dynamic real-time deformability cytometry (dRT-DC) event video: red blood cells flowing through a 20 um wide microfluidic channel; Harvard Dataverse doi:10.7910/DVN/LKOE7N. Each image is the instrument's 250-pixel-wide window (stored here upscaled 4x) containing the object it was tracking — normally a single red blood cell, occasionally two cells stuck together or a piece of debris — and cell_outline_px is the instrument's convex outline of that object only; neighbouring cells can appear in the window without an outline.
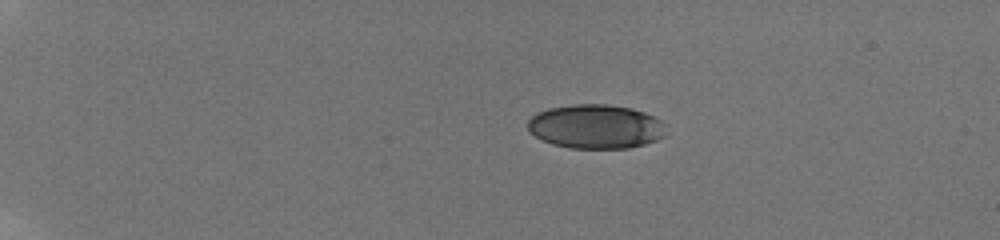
{"species": "human", "species_latin": "Homo sapiens", "temperature_condition": "room temperature", "stored_images_in_passage": 21, "camera_frame_rate_fps": 3000, "um_per_image_px": 0.085, "donor": {"sex": "male"}, "frame": {"image": 1, "passage_image": 1, "time_ms": 0.0, "image_size_px": [1000, 240], "cell_outline_px": [[664, 136], [656, 140], [644, 144], [628, 148], [572, 148], [552, 144], [536, 136], [528, 128], [528, 120], [536, 112], [548, 108], [572, 104], [608, 104], [632, 108], [644, 112], [660, 120], [664, 124]], "centroid_in_image_um": [50.63, 10.74], "position_along_channel_um": 34.4, "area_um2": 35.43}}
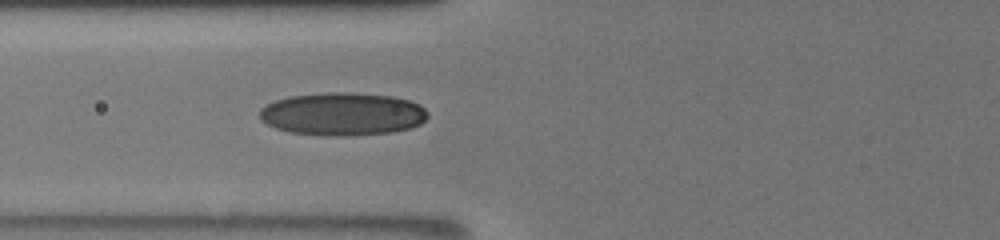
{"frame": {"image": 2, "passage_image": 18, "time_ms": 4.333, "image_size_px": [1000, 240], "cell_outline_px": [[428, 116], [420, 124], [408, 128], [392, 132], [292, 132], [276, 128], [260, 120], [260, 108], [276, 100], [288, 96], [332, 92], [340, 92], [392, 96], [408, 100], [420, 104], [428, 112]], "centroid_in_image_um": [29.13, 9.62], "position_along_channel_um": 96.7, "area_um2": 40.17}}